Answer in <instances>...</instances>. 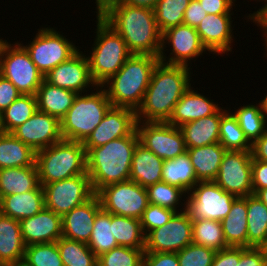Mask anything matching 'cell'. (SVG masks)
<instances>
[{"label": "cell", "mask_w": 267, "mask_h": 266, "mask_svg": "<svg viewBox=\"0 0 267 266\" xmlns=\"http://www.w3.org/2000/svg\"><path fill=\"white\" fill-rule=\"evenodd\" d=\"M214 182L236 197L252 195L251 151L226 150Z\"/></svg>", "instance_id": "cell-15"}, {"label": "cell", "mask_w": 267, "mask_h": 266, "mask_svg": "<svg viewBox=\"0 0 267 266\" xmlns=\"http://www.w3.org/2000/svg\"><path fill=\"white\" fill-rule=\"evenodd\" d=\"M158 62L157 56L132 54L120 70L102 85L112 106L137 111Z\"/></svg>", "instance_id": "cell-4"}, {"label": "cell", "mask_w": 267, "mask_h": 266, "mask_svg": "<svg viewBox=\"0 0 267 266\" xmlns=\"http://www.w3.org/2000/svg\"><path fill=\"white\" fill-rule=\"evenodd\" d=\"M39 72L45 76L50 70L67 61L79 49L55 28L38 29L31 43L24 46Z\"/></svg>", "instance_id": "cell-9"}, {"label": "cell", "mask_w": 267, "mask_h": 266, "mask_svg": "<svg viewBox=\"0 0 267 266\" xmlns=\"http://www.w3.org/2000/svg\"><path fill=\"white\" fill-rule=\"evenodd\" d=\"M149 203L179 212L180 200L186 192L177 186L160 181L146 188ZM184 194V195H183ZM181 203V204H180ZM178 205V206H177Z\"/></svg>", "instance_id": "cell-43"}, {"label": "cell", "mask_w": 267, "mask_h": 266, "mask_svg": "<svg viewBox=\"0 0 267 266\" xmlns=\"http://www.w3.org/2000/svg\"><path fill=\"white\" fill-rule=\"evenodd\" d=\"M42 187L45 208L61 216L70 212L74 207L87 202L95 195L87 172L61 181L51 182Z\"/></svg>", "instance_id": "cell-12"}, {"label": "cell", "mask_w": 267, "mask_h": 266, "mask_svg": "<svg viewBox=\"0 0 267 266\" xmlns=\"http://www.w3.org/2000/svg\"><path fill=\"white\" fill-rule=\"evenodd\" d=\"M167 43L172 46L170 50V55L172 56L169 55V58L164 53V51L166 52L164 49L167 47ZM161 44L159 61L171 65L188 67V61L190 63L193 58L195 59L207 51L200 40L196 28L184 24L164 31Z\"/></svg>", "instance_id": "cell-16"}, {"label": "cell", "mask_w": 267, "mask_h": 266, "mask_svg": "<svg viewBox=\"0 0 267 266\" xmlns=\"http://www.w3.org/2000/svg\"><path fill=\"white\" fill-rule=\"evenodd\" d=\"M0 74L11 81L21 94L35 95L44 80L22 42L11 44L6 40L3 43Z\"/></svg>", "instance_id": "cell-8"}, {"label": "cell", "mask_w": 267, "mask_h": 266, "mask_svg": "<svg viewBox=\"0 0 267 266\" xmlns=\"http://www.w3.org/2000/svg\"><path fill=\"white\" fill-rule=\"evenodd\" d=\"M136 125V111L111 106L98 126L82 142L86 153L91 148L102 146L109 141L132 134L136 130Z\"/></svg>", "instance_id": "cell-17"}, {"label": "cell", "mask_w": 267, "mask_h": 266, "mask_svg": "<svg viewBox=\"0 0 267 266\" xmlns=\"http://www.w3.org/2000/svg\"><path fill=\"white\" fill-rule=\"evenodd\" d=\"M207 14H232L236 0H198Z\"/></svg>", "instance_id": "cell-54"}, {"label": "cell", "mask_w": 267, "mask_h": 266, "mask_svg": "<svg viewBox=\"0 0 267 266\" xmlns=\"http://www.w3.org/2000/svg\"><path fill=\"white\" fill-rule=\"evenodd\" d=\"M190 0H158L154 7V14L161 33L181 25L183 16Z\"/></svg>", "instance_id": "cell-42"}, {"label": "cell", "mask_w": 267, "mask_h": 266, "mask_svg": "<svg viewBox=\"0 0 267 266\" xmlns=\"http://www.w3.org/2000/svg\"><path fill=\"white\" fill-rule=\"evenodd\" d=\"M190 67L158 62L143 101L136 111L137 121L167 122L175 104L191 86Z\"/></svg>", "instance_id": "cell-1"}, {"label": "cell", "mask_w": 267, "mask_h": 266, "mask_svg": "<svg viewBox=\"0 0 267 266\" xmlns=\"http://www.w3.org/2000/svg\"><path fill=\"white\" fill-rule=\"evenodd\" d=\"M35 95L21 94L8 108L0 113L2 132L12 133L37 111Z\"/></svg>", "instance_id": "cell-35"}, {"label": "cell", "mask_w": 267, "mask_h": 266, "mask_svg": "<svg viewBox=\"0 0 267 266\" xmlns=\"http://www.w3.org/2000/svg\"><path fill=\"white\" fill-rule=\"evenodd\" d=\"M41 186L87 172L86 151L82 142L62 139L36 152Z\"/></svg>", "instance_id": "cell-5"}, {"label": "cell", "mask_w": 267, "mask_h": 266, "mask_svg": "<svg viewBox=\"0 0 267 266\" xmlns=\"http://www.w3.org/2000/svg\"><path fill=\"white\" fill-rule=\"evenodd\" d=\"M162 181L181 188L187 194L199 182L187 151L174 159L164 160Z\"/></svg>", "instance_id": "cell-33"}, {"label": "cell", "mask_w": 267, "mask_h": 266, "mask_svg": "<svg viewBox=\"0 0 267 266\" xmlns=\"http://www.w3.org/2000/svg\"><path fill=\"white\" fill-rule=\"evenodd\" d=\"M267 239V206L254 194L247 196V248H259Z\"/></svg>", "instance_id": "cell-34"}, {"label": "cell", "mask_w": 267, "mask_h": 266, "mask_svg": "<svg viewBox=\"0 0 267 266\" xmlns=\"http://www.w3.org/2000/svg\"><path fill=\"white\" fill-rule=\"evenodd\" d=\"M23 263L27 266H64L56 242L26 246Z\"/></svg>", "instance_id": "cell-44"}, {"label": "cell", "mask_w": 267, "mask_h": 266, "mask_svg": "<svg viewBox=\"0 0 267 266\" xmlns=\"http://www.w3.org/2000/svg\"><path fill=\"white\" fill-rule=\"evenodd\" d=\"M64 266H98L97 256L87 243L61 237L56 241Z\"/></svg>", "instance_id": "cell-41"}, {"label": "cell", "mask_w": 267, "mask_h": 266, "mask_svg": "<svg viewBox=\"0 0 267 266\" xmlns=\"http://www.w3.org/2000/svg\"><path fill=\"white\" fill-rule=\"evenodd\" d=\"M225 152L226 149L219 142L187 149L199 182L215 180Z\"/></svg>", "instance_id": "cell-29"}, {"label": "cell", "mask_w": 267, "mask_h": 266, "mask_svg": "<svg viewBox=\"0 0 267 266\" xmlns=\"http://www.w3.org/2000/svg\"><path fill=\"white\" fill-rule=\"evenodd\" d=\"M259 248L263 251V254H264V257L267 263V239Z\"/></svg>", "instance_id": "cell-61"}, {"label": "cell", "mask_w": 267, "mask_h": 266, "mask_svg": "<svg viewBox=\"0 0 267 266\" xmlns=\"http://www.w3.org/2000/svg\"><path fill=\"white\" fill-rule=\"evenodd\" d=\"M254 195L267 206V188L258 190Z\"/></svg>", "instance_id": "cell-59"}, {"label": "cell", "mask_w": 267, "mask_h": 266, "mask_svg": "<svg viewBox=\"0 0 267 266\" xmlns=\"http://www.w3.org/2000/svg\"><path fill=\"white\" fill-rule=\"evenodd\" d=\"M219 108L220 106L216 105L213 100L200 94V92L198 93L197 90H192L190 86L175 104L167 123L180 127L187 122L212 115Z\"/></svg>", "instance_id": "cell-23"}, {"label": "cell", "mask_w": 267, "mask_h": 266, "mask_svg": "<svg viewBox=\"0 0 267 266\" xmlns=\"http://www.w3.org/2000/svg\"><path fill=\"white\" fill-rule=\"evenodd\" d=\"M192 243L220 251L229 247L225 241L220 221L192 220Z\"/></svg>", "instance_id": "cell-39"}, {"label": "cell", "mask_w": 267, "mask_h": 266, "mask_svg": "<svg viewBox=\"0 0 267 266\" xmlns=\"http://www.w3.org/2000/svg\"><path fill=\"white\" fill-rule=\"evenodd\" d=\"M112 230L119 246L145 249V234L140 219L112 214Z\"/></svg>", "instance_id": "cell-36"}, {"label": "cell", "mask_w": 267, "mask_h": 266, "mask_svg": "<svg viewBox=\"0 0 267 266\" xmlns=\"http://www.w3.org/2000/svg\"><path fill=\"white\" fill-rule=\"evenodd\" d=\"M253 194L267 188V162L252 159Z\"/></svg>", "instance_id": "cell-52"}, {"label": "cell", "mask_w": 267, "mask_h": 266, "mask_svg": "<svg viewBox=\"0 0 267 266\" xmlns=\"http://www.w3.org/2000/svg\"><path fill=\"white\" fill-rule=\"evenodd\" d=\"M181 206L184 208L175 212L165 225L145 236V252L177 253L192 243V219L186 210V201Z\"/></svg>", "instance_id": "cell-13"}, {"label": "cell", "mask_w": 267, "mask_h": 266, "mask_svg": "<svg viewBox=\"0 0 267 266\" xmlns=\"http://www.w3.org/2000/svg\"><path fill=\"white\" fill-rule=\"evenodd\" d=\"M6 40H3V39H0V50H1V47L3 45V43L5 42Z\"/></svg>", "instance_id": "cell-63"}, {"label": "cell", "mask_w": 267, "mask_h": 266, "mask_svg": "<svg viewBox=\"0 0 267 266\" xmlns=\"http://www.w3.org/2000/svg\"><path fill=\"white\" fill-rule=\"evenodd\" d=\"M252 159L267 162V130L252 143Z\"/></svg>", "instance_id": "cell-56"}, {"label": "cell", "mask_w": 267, "mask_h": 266, "mask_svg": "<svg viewBox=\"0 0 267 266\" xmlns=\"http://www.w3.org/2000/svg\"><path fill=\"white\" fill-rule=\"evenodd\" d=\"M144 249L118 246L97 257L98 266H140Z\"/></svg>", "instance_id": "cell-45"}, {"label": "cell", "mask_w": 267, "mask_h": 266, "mask_svg": "<svg viewBox=\"0 0 267 266\" xmlns=\"http://www.w3.org/2000/svg\"><path fill=\"white\" fill-rule=\"evenodd\" d=\"M236 266H267V263L260 248L239 247V262H236Z\"/></svg>", "instance_id": "cell-48"}, {"label": "cell", "mask_w": 267, "mask_h": 266, "mask_svg": "<svg viewBox=\"0 0 267 266\" xmlns=\"http://www.w3.org/2000/svg\"><path fill=\"white\" fill-rule=\"evenodd\" d=\"M44 207V190L41 185L35 190L0 198V213L18 221L32 217Z\"/></svg>", "instance_id": "cell-26"}, {"label": "cell", "mask_w": 267, "mask_h": 266, "mask_svg": "<svg viewBox=\"0 0 267 266\" xmlns=\"http://www.w3.org/2000/svg\"><path fill=\"white\" fill-rule=\"evenodd\" d=\"M13 266H27V265L25 263H23V262H19V263L13 265Z\"/></svg>", "instance_id": "cell-62"}, {"label": "cell", "mask_w": 267, "mask_h": 266, "mask_svg": "<svg viewBox=\"0 0 267 266\" xmlns=\"http://www.w3.org/2000/svg\"><path fill=\"white\" fill-rule=\"evenodd\" d=\"M221 225L228 246L247 248V196L234 200Z\"/></svg>", "instance_id": "cell-30"}, {"label": "cell", "mask_w": 267, "mask_h": 266, "mask_svg": "<svg viewBox=\"0 0 267 266\" xmlns=\"http://www.w3.org/2000/svg\"><path fill=\"white\" fill-rule=\"evenodd\" d=\"M264 96L265 97L264 99H261L262 101H260V104H261L262 111L267 119V95L264 94Z\"/></svg>", "instance_id": "cell-60"}, {"label": "cell", "mask_w": 267, "mask_h": 266, "mask_svg": "<svg viewBox=\"0 0 267 266\" xmlns=\"http://www.w3.org/2000/svg\"><path fill=\"white\" fill-rule=\"evenodd\" d=\"M164 160L138 143L131 162L130 180L147 188L162 181Z\"/></svg>", "instance_id": "cell-25"}, {"label": "cell", "mask_w": 267, "mask_h": 266, "mask_svg": "<svg viewBox=\"0 0 267 266\" xmlns=\"http://www.w3.org/2000/svg\"><path fill=\"white\" fill-rule=\"evenodd\" d=\"M138 143L135 130L86 153L87 173L95 194L107 185L130 180L131 162Z\"/></svg>", "instance_id": "cell-3"}, {"label": "cell", "mask_w": 267, "mask_h": 266, "mask_svg": "<svg viewBox=\"0 0 267 266\" xmlns=\"http://www.w3.org/2000/svg\"><path fill=\"white\" fill-rule=\"evenodd\" d=\"M158 0H124L123 3L135 6L154 9Z\"/></svg>", "instance_id": "cell-58"}, {"label": "cell", "mask_w": 267, "mask_h": 266, "mask_svg": "<svg viewBox=\"0 0 267 266\" xmlns=\"http://www.w3.org/2000/svg\"><path fill=\"white\" fill-rule=\"evenodd\" d=\"M221 107L212 115L180 126L186 148H197L219 142Z\"/></svg>", "instance_id": "cell-27"}, {"label": "cell", "mask_w": 267, "mask_h": 266, "mask_svg": "<svg viewBox=\"0 0 267 266\" xmlns=\"http://www.w3.org/2000/svg\"><path fill=\"white\" fill-rule=\"evenodd\" d=\"M101 209L100 200L95 194L87 202L65 213L62 216V237L88 243L96 214Z\"/></svg>", "instance_id": "cell-22"}, {"label": "cell", "mask_w": 267, "mask_h": 266, "mask_svg": "<svg viewBox=\"0 0 267 266\" xmlns=\"http://www.w3.org/2000/svg\"><path fill=\"white\" fill-rule=\"evenodd\" d=\"M186 197V210L192 220L222 221L227 217L236 196L225 192L214 181L198 182Z\"/></svg>", "instance_id": "cell-11"}, {"label": "cell", "mask_w": 267, "mask_h": 266, "mask_svg": "<svg viewBox=\"0 0 267 266\" xmlns=\"http://www.w3.org/2000/svg\"><path fill=\"white\" fill-rule=\"evenodd\" d=\"M37 109L61 120L73 105L77 93L42 81L36 94Z\"/></svg>", "instance_id": "cell-28"}, {"label": "cell", "mask_w": 267, "mask_h": 266, "mask_svg": "<svg viewBox=\"0 0 267 266\" xmlns=\"http://www.w3.org/2000/svg\"><path fill=\"white\" fill-rule=\"evenodd\" d=\"M236 262H239V247L229 246L216 251L211 266H236Z\"/></svg>", "instance_id": "cell-53"}, {"label": "cell", "mask_w": 267, "mask_h": 266, "mask_svg": "<svg viewBox=\"0 0 267 266\" xmlns=\"http://www.w3.org/2000/svg\"><path fill=\"white\" fill-rule=\"evenodd\" d=\"M25 247L20 222L0 213V264L23 262Z\"/></svg>", "instance_id": "cell-24"}, {"label": "cell", "mask_w": 267, "mask_h": 266, "mask_svg": "<svg viewBox=\"0 0 267 266\" xmlns=\"http://www.w3.org/2000/svg\"><path fill=\"white\" fill-rule=\"evenodd\" d=\"M112 233V214L101 209L96 214L92 234L87 243L97 257L119 246Z\"/></svg>", "instance_id": "cell-37"}, {"label": "cell", "mask_w": 267, "mask_h": 266, "mask_svg": "<svg viewBox=\"0 0 267 266\" xmlns=\"http://www.w3.org/2000/svg\"><path fill=\"white\" fill-rule=\"evenodd\" d=\"M140 266H147V265L144 262H142Z\"/></svg>", "instance_id": "cell-64"}, {"label": "cell", "mask_w": 267, "mask_h": 266, "mask_svg": "<svg viewBox=\"0 0 267 266\" xmlns=\"http://www.w3.org/2000/svg\"><path fill=\"white\" fill-rule=\"evenodd\" d=\"M175 211L149 203L140 219L145 236L152 230L165 225Z\"/></svg>", "instance_id": "cell-47"}, {"label": "cell", "mask_w": 267, "mask_h": 266, "mask_svg": "<svg viewBox=\"0 0 267 266\" xmlns=\"http://www.w3.org/2000/svg\"><path fill=\"white\" fill-rule=\"evenodd\" d=\"M101 18L123 38L132 54L159 57L162 33L153 9L120 3Z\"/></svg>", "instance_id": "cell-2"}, {"label": "cell", "mask_w": 267, "mask_h": 266, "mask_svg": "<svg viewBox=\"0 0 267 266\" xmlns=\"http://www.w3.org/2000/svg\"><path fill=\"white\" fill-rule=\"evenodd\" d=\"M44 80L50 85L68 89L77 94L87 93L92 87H97L90 75L88 58L80 49L67 61L50 70L44 76ZM86 88L89 89L86 90Z\"/></svg>", "instance_id": "cell-18"}, {"label": "cell", "mask_w": 267, "mask_h": 266, "mask_svg": "<svg viewBox=\"0 0 267 266\" xmlns=\"http://www.w3.org/2000/svg\"><path fill=\"white\" fill-rule=\"evenodd\" d=\"M143 262L147 266H179L177 253L145 252Z\"/></svg>", "instance_id": "cell-49"}, {"label": "cell", "mask_w": 267, "mask_h": 266, "mask_svg": "<svg viewBox=\"0 0 267 266\" xmlns=\"http://www.w3.org/2000/svg\"><path fill=\"white\" fill-rule=\"evenodd\" d=\"M232 14H207L196 28L200 40L210 53L223 55L232 51Z\"/></svg>", "instance_id": "cell-20"}, {"label": "cell", "mask_w": 267, "mask_h": 266, "mask_svg": "<svg viewBox=\"0 0 267 266\" xmlns=\"http://www.w3.org/2000/svg\"><path fill=\"white\" fill-rule=\"evenodd\" d=\"M36 152L12 133H0V169L36 166Z\"/></svg>", "instance_id": "cell-32"}, {"label": "cell", "mask_w": 267, "mask_h": 266, "mask_svg": "<svg viewBox=\"0 0 267 266\" xmlns=\"http://www.w3.org/2000/svg\"><path fill=\"white\" fill-rule=\"evenodd\" d=\"M219 143L226 150L251 151L252 143L245 136L231 112L221 108Z\"/></svg>", "instance_id": "cell-38"}, {"label": "cell", "mask_w": 267, "mask_h": 266, "mask_svg": "<svg viewBox=\"0 0 267 266\" xmlns=\"http://www.w3.org/2000/svg\"><path fill=\"white\" fill-rule=\"evenodd\" d=\"M216 251L191 243L177 252L179 266H211Z\"/></svg>", "instance_id": "cell-46"}, {"label": "cell", "mask_w": 267, "mask_h": 266, "mask_svg": "<svg viewBox=\"0 0 267 266\" xmlns=\"http://www.w3.org/2000/svg\"><path fill=\"white\" fill-rule=\"evenodd\" d=\"M19 222L25 246L56 242L62 237V216L45 207Z\"/></svg>", "instance_id": "cell-21"}, {"label": "cell", "mask_w": 267, "mask_h": 266, "mask_svg": "<svg viewBox=\"0 0 267 266\" xmlns=\"http://www.w3.org/2000/svg\"><path fill=\"white\" fill-rule=\"evenodd\" d=\"M124 0H96V13L97 18H101L105 15L112 7L123 3Z\"/></svg>", "instance_id": "cell-57"}, {"label": "cell", "mask_w": 267, "mask_h": 266, "mask_svg": "<svg viewBox=\"0 0 267 266\" xmlns=\"http://www.w3.org/2000/svg\"><path fill=\"white\" fill-rule=\"evenodd\" d=\"M12 134L35 152L63 139L60 120L39 110L17 127Z\"/></svg>", "instance_id": "cell-19"}, {"label": "cell", "mask_w": 267, "mask_h": 266, "mask_svg": "<svg viewBox=\"0 0 267 266\" xmlns=\"http://www.w3.org/2000/svg\"><path fill=\"white\" fill-rule=\"evenodd\" d=\"M139 143L163 160L174 159L187 151L179 127L167 122L137 121Z\"/></svg>", "instance_id": "cell-14"}, {"label": "cell", "mask_w": 267, "mask_h": 266, "mask_svg": "<svg viewBox=\"0 0 267 266\" xmlns=\"http://www.w3.org/2000/svg\"><path fill=\"white\" fill-rule=\"evenodd\" d=\"M96 38L91 55H87L90 75L97 86H102L132 55L123 38L102 18H97Z\"/></svg>", "instance_id": "cell-6"}, {"label": "cell", "mask_w": 267, "mask_h": 266, "mask_svg": "<svg viewBox=\"0 0 267 266\" xmlns=\"http://www.w3.org/2000/svg\"><path fill=\"white\" fill-rule=\"evenodd\" d=\"M96 88L95 93L77 94L73 105L60 120L63 139L83 142L112 106L103 86Z\"/></svg>", "instance_id": "cell-7"}, {"label": "cell", "mask_w": 267, "mask_h": 266, "mask_svg": "<svg viewBox=\"0 0 267 266\" xmlns=\"http://www.w3.org/2000/svg\"><path fill=\"white\" fill-rule=\"evenodd\" d=\"M39 185L37 166L0 169V198L35 190Z\"/></svg>", "instance_id": "cell-31"}, {"label": "cell", "mask_w": 267, "mask_h": 266, "mask_svg": "<svg viewBox=\"0 0 267 266\" xmlns=\"http://www.w3.org/2000/svg\"><path fill=\"white\" fill-rule=\"evenodd\" d=\"M20 95L21 92L15 85L0 74V113L8 108Z\"/></svg>", "instance_id": "cell-50"}, {"label": "cell", "mask_w": 267, "mask_h": 266, "mask_svg": "<svg viewBox=\"0 0 267 266\" xmlns=\"http://www.w3.org/2000/svg\"><path fill=\"white\" fill-rule=\"evenodd\" d=\"M206 15L207 12L198 0H190L189 5L184 12L182 24L197 28Z\"/></svg>", "instance_id": "cell-51"}, {"label": "cell", "mask_w": 267, "mask_h": 266, "mask_svg": "<svg viewBox=\"0 0 267 266\" xmlns=\"http://www.w3.org/2000/svg\"><path fill=\"white\" fill-rule=\"evenodd\" d=\"M261 0H259L260 2ZM265 3L260 9H258L256 12H253L251 15L247 16L248 20H252L253 23L257 24V26L262 29L261 31L264 33L262 36L265 37L264 42L267 47V0H262ZM258 2V0H257Z\"/></svg>", "instance_id": "cell-55"}, {"label": "cell", "mask_w": 267, "mask_h": 266, "mask_svg": "<svg viewBox=\"0 0 267 266\" xmlns=\"http://www.w3.org/2000/svg\"><path fill=\"white\" fill-rule=\"evenodd\" d=\"M231 113L251 143L259 139L267 130V119L262 111L260 102L257 105L239 106L236 111H231Z\"/></svg>", "instance_id": "cell-40"}, {"label": "cell", "mask_w": 267, "mask_h": 266, "mask_svg": "<svg viewBox=\"0 0 267 266\" xmlns=\"http://www.w3.org/2000/svg\"><path fill=\"white\" fill-rule=\"evenodd\" d=\"M96 195L104 211L125 217L141 219L149 205L146 188L132 180L107 185Z\"/></svg>", "instance_id": "cell-10"}]
</instances>
